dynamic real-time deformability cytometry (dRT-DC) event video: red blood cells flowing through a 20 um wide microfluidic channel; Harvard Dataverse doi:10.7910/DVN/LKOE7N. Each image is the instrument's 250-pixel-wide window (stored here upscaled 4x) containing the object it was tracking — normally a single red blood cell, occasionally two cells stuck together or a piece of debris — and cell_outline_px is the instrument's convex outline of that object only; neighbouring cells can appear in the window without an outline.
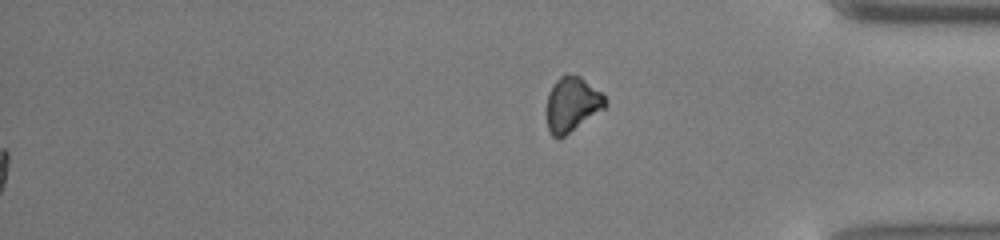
{"species": "common noctule bat (a hibernating species)", "species_latin": "Nyctalus noctula", "temperature_condition": "cold", "stored_images_in_passage": 47, "segment_of_instrument_passage": [2, 2], "camera_frame_rate_fps": 3000, "um_per_image_px": 0.085, "animal": {"sex": "male", "body_mass_g": 13.0, "forearm_length_mm": 53.1}, "frame": {"image": 1, "passage_image": 47, "time_ms": 15.333, "image_size_px": [1000, 240], "cell_outline_px": [[608, 104], [604, 108], [560, 140], [556, 140], [552, 136], [548, 128], [548, 92], [552, 84], [560, 76], [580, 76], [600, 92], [604, 96]], "centroid_in_image_um": [48.61, 8.91], "position_along_channel_um": 386.6, "area_um2": 18.44}}